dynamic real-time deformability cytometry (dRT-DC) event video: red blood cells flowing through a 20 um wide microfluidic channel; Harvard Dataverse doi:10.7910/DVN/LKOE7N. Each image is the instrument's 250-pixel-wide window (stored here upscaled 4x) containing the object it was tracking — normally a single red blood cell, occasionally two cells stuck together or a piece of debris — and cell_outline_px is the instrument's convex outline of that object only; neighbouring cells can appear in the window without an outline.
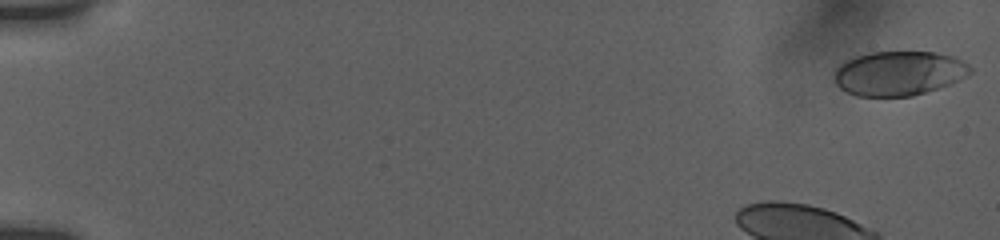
{"species": "human", "species_latin": "Homo sapiens", "temperature_condition": "room temperature", "stored_images_in_passage": 35, "camera_frame_rate_fps": 3000, "um_per_image_px": 0.085, "donor": {"sex": "female"}, "frame": {"image": 1, "passage_image": 1, "time_ms": 0.0, "image_size_px": [1000, 240], "cell_outline_px": [[972, 72], [968, 76], [948, 84], [912, 96], [856, 96], [840, 88], [836, 84], [836, 68], [840, 64], [856, 56], [868, 52], [936, 52], [956, 56], [968, 64], [972, 68]], "centroid_in_image_um": [76.44, 6.22], "position_along_channel_um": 8.6, "area_um2": 35.08}}
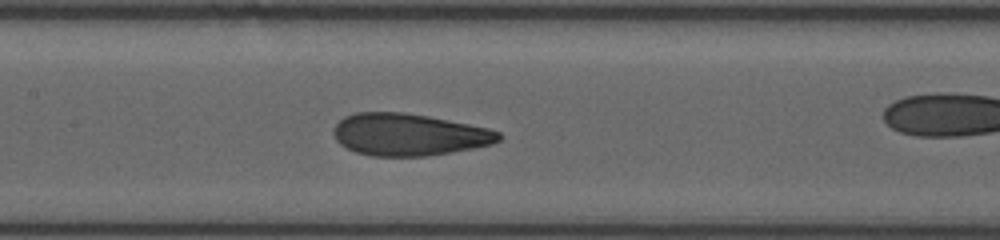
{"frame": {"image": 2, "passage_image": 27, "time_ms": 8.0, "image_size_px": [1000, 240], "cell_outline_px": [[504, 136], [500, 140], [492, 144], [472, 148], [428, 156], [372, 156], [356, 152], [340, 144], [336, 140], [332, 132], [332, 128], [344, 116], [356, 112], [404, 112], [428, 116], [488, 128], [500, 132]], "centroid_in_image_um": [34.73, 11.43], "position_along_channel_um": 172.7, "area_um2": 40.58}}
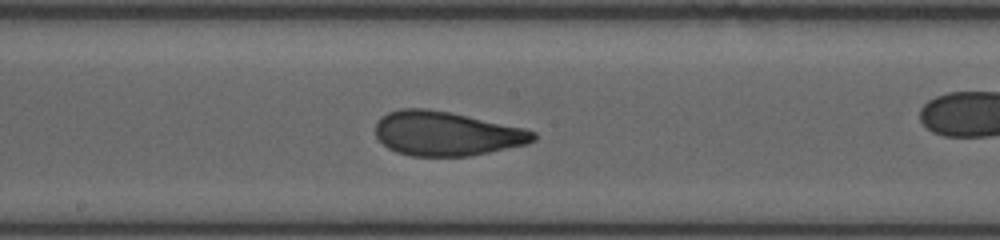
{"frame": {"image": 3, "passage_image": 30, "time_ms": 9.0, "image_size_px": [1000, 240], "cell_outline_px": [[536, 140], [528, 144], [468, 156], [412, 156], [396, 152], [388, 148], [376, 136], [376, 120], [380, 116], [388, 112], [400, 108], [428, 108], [468, 116], [524, 128], [536, 132]], "centroid_in_image_um": [37.92, 11.35], "position_along_channel_um": 210.3, "area_um2": 40.75}}